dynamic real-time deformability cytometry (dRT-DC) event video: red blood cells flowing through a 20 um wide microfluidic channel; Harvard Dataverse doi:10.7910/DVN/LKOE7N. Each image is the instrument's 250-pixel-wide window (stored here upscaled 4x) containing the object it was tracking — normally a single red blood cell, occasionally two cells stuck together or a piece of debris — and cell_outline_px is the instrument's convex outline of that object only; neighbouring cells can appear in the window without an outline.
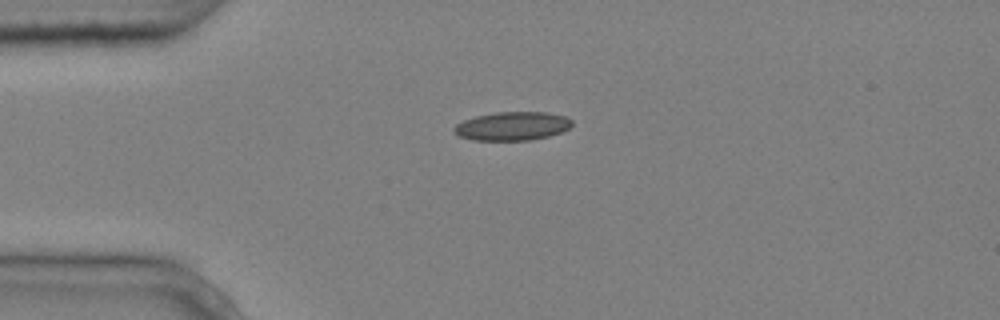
{"species": "common noctule bat (a hibernating species)", "species_latin": "Nyctalus noctula", "temperature_condition": "cold", "stored_images_in_passage": 7, "camera_frame_rate_fps": 3000, "um_per_image_px": 0.085, "animal": {"sex": "male", "body_mass_g": 20.4}, "frame": {"image": 1, "passage_image": 1, "time_ms": 0.0, "image_size_px": [1000, 320], "cell_outline_px": [[572, 124], [568, 128], [560, 132], [548, 136], [528, 140], [472, 140], [460, 136], [452, 128], [456, 124], [464, 120], [476, 116], [496, 112], [548, 112], [564, 116], [572, 120]], "centroid_in_image_um": [43.54, 10.71], "position_along_channel_um": 41.5, "area_um2": 19.48}}
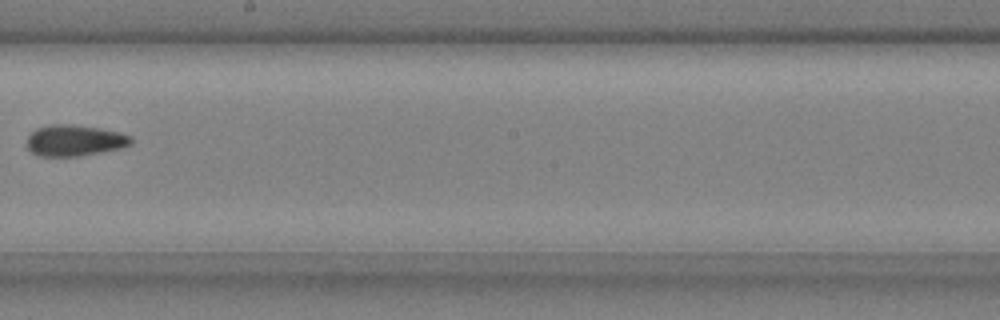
{"frame": {"image": 2, "passage_image": 6, "time_ms": 1.667, "image_size_px": [1000, 320], "cell_outline_px": [[132, 144], [120, 148], [80, 156], [40, 156], [32, 152], [28, 148], [28, 136], [36, 128], [52, 124], [72, 124], [100, 128], [120, 132], [132, 136]], "centroid_in_image_um": [6.36, 11.93], "position_along_channel_um": 241.8, "area_um2": 18.9}}
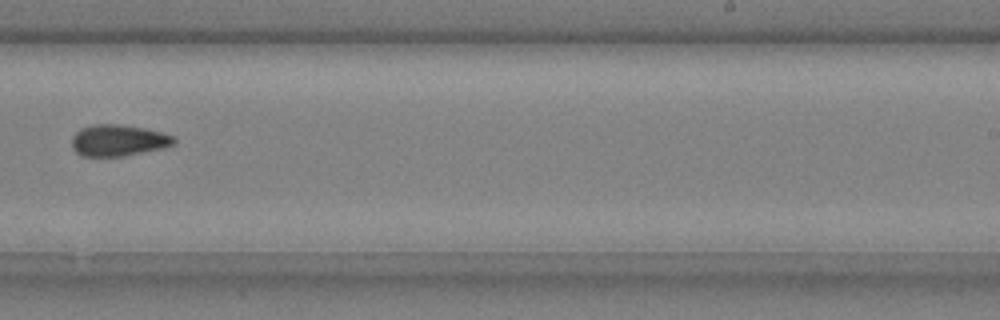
{"frame": {"image": 3, "passage_image": 7, "time_ms": 2.0, "image_size_px": [1000, 320], "cell_outline_px": [[176, 144], [164, 148], [124, 156], [80, 156], [72, 148], [72, 136], [80, 128], [92, 124], [120, 124], [144, 128], [176, 136]], "centroid_in_image_um": [10.07, 11.93], "position_along_channel_um": 278.9, "area_um2": 18.96}}